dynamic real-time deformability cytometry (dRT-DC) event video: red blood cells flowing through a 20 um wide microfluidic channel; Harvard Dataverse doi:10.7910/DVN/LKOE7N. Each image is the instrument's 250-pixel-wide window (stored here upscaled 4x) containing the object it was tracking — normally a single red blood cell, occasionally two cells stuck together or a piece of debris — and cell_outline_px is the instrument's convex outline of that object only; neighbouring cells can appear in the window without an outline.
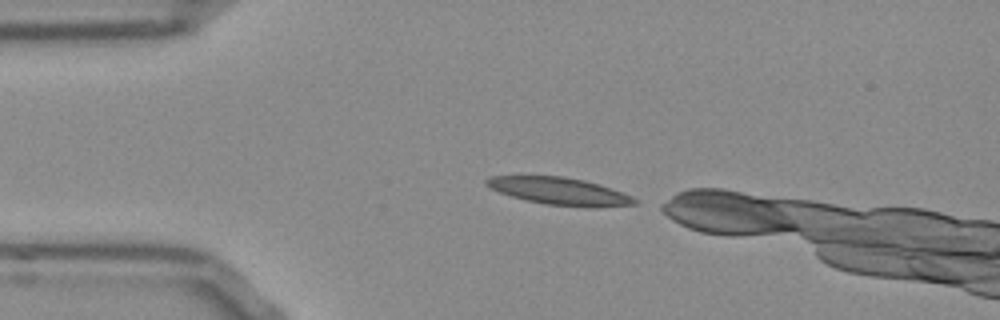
{"species": "Egyptian fruit bat (a non-hibernating species)", "species_latin": "Rousettus aegyptiacus", "temperature_condition": "room temperature", "stored_images_in_passage": 8, "camera_frame_rate_fps": 3000, "um_per_image_px": 0.085, "frame": {"image": 1, "passage_image": 1, "time_ms": 0.0, "image_size_px": [1000, 320], "cell_outline_px": [[640, 200], [636, 204], [548, 204], [528, 200], [512, 196], [500, 192], [484, 184], [484, 180], [488, 176], [564, 176], [584, 180], [600, 184], [612, 188], [632, 196]], "centroid_in_image_um": [47.46, 16.17], "position_along_channel_um": 37.5, "area_um2": 22.31}}
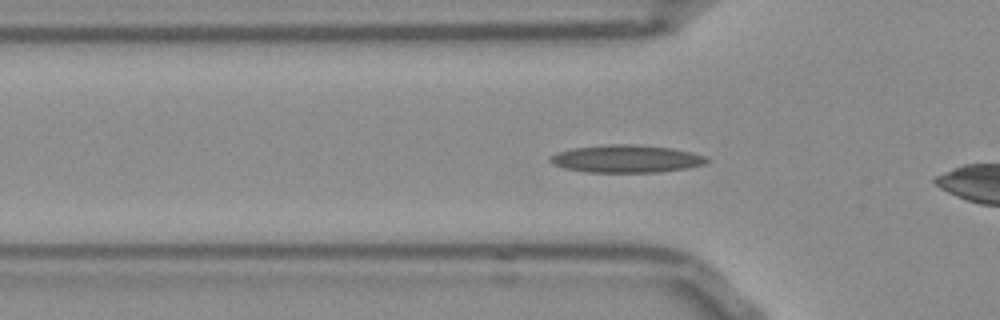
{"frame": {"image": 2, "passage_image": 6, "time_ms": 1.667, "image_size_px": [1000, 320], "cell_outline_px": [[708, 160], [704, 164], [688, 168], [660, 172], [584, 172], [564, 168], [552, 164], [548, 160], [548, 156], [556, 152], [572, 148], [608, 144], [632, 144], [672, 148], [692, 152], [704, 156]], "centroid_in_image_um": [53.18, 13.5], "position_along_channel_um": 72.6, "area_um2": 25.37}}